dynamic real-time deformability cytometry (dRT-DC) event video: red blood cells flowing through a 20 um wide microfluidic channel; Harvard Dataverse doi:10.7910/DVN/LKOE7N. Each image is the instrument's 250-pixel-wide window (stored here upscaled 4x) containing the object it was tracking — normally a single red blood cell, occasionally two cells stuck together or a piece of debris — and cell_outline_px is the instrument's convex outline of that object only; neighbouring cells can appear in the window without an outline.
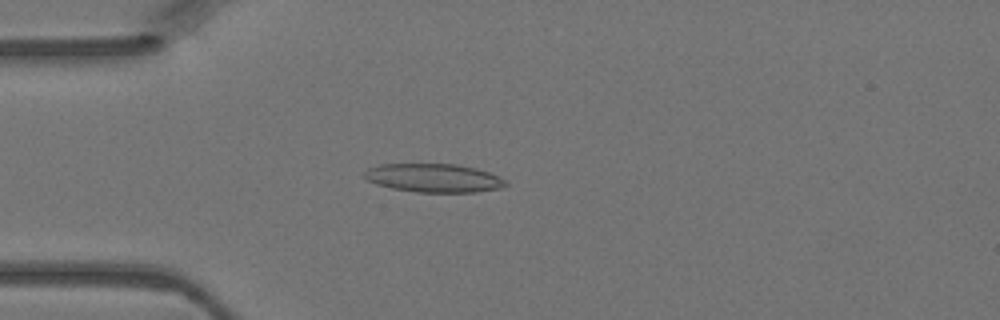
{"species": "Egyptian fruit bat (a non-hibernating species)", "species_latin": "Rousettus aegyptiacus", "temperature_condition": "warm", "stored_images_in_passage": 4, "camera_frame_rate_fps": 3000, "um_per_image_px": 0.085, "animal": {"sex": "female"}, "frame": {"image": 1, "passage_image": 4, "time_ms": 1.0, "image_size_px": [1000, 320], "cell_outline_px": [[508, 184], [500, 188], [476, 192], [416, 192], [392, 188], [376, 184], [368, 180], [364, 176], [364, 172], [368, 168], [380, 164], [456, 164], [476, 168], [500, 176], [508, 180]], "centroid_in_image_um": [36.9, 15.13], "position_along_channel_um": 48.1, "area_um2": 23.58}}